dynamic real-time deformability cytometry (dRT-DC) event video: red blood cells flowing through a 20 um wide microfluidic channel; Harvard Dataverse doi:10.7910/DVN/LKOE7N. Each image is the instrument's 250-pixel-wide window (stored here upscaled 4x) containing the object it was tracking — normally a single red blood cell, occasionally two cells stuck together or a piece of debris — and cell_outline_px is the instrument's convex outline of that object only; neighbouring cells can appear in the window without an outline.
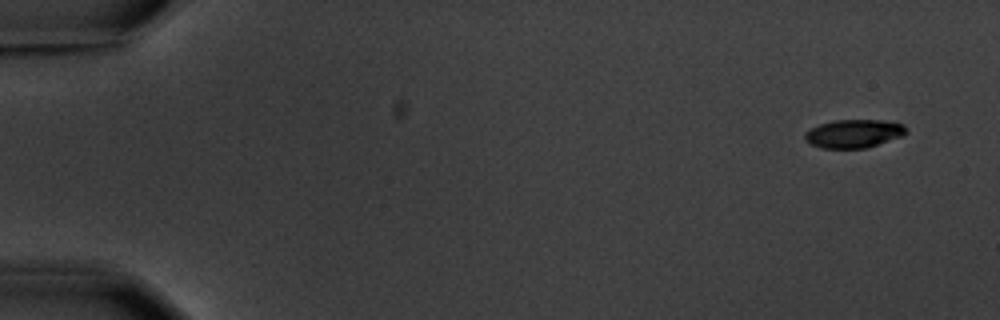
{"species": "common noctule bat (a hibernating species)", "species_latin": "Nyctalus noctula", "temperature_condition": "warm", "stored_images_in_passage": 6, "camera_frame_rate_fps": 3000, "um_per_image_px": 0.085, "animal": {"sex": "male", "body_mass_g": 20.1, "forearm_length_mm": 53.5}, "frame": {"image": 1, "passage_image": 1, "time_ms": 0.0, "image_size_px": [1000, 320], "cell_outline_px": [[908, 132], [904, 136], [868, 148], [820, 148], [804, 140], [804, 132], [820, 124], [836, 120], [884, 120], [904, 124]], "centroid_in_image_um": [72.61, 11.36], "position_along_channel_um": 12.4, "area_um2": 16.94}}
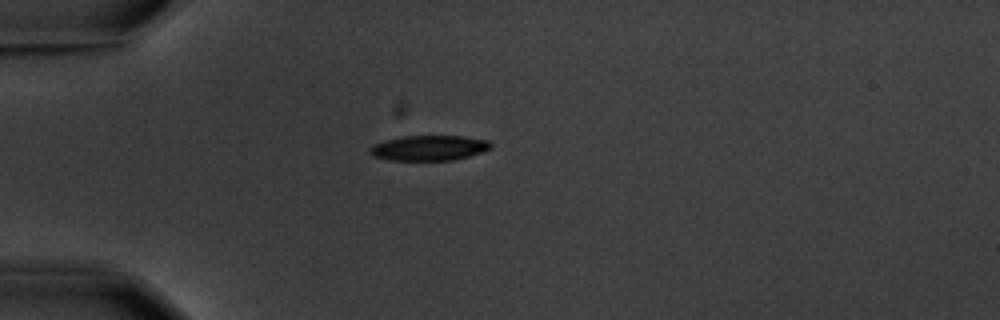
{"frame": {"image": 2, "passage_image": 4, "time_ms": 4.333, "image_size_px": [1000, 320], "cell_outline_px": [[492, 148], [484, 152], [452, 160], [388, 160], [372, 156], [368, 152], [368, 148], [372, 144], [384, 140], [404, 136], [460, 136], [488, 140], [492, 144]], "centroid_in_image_um": [36.43, 12.57], "position_along_channel_um": 48.6, "area_um2": 17.92}}